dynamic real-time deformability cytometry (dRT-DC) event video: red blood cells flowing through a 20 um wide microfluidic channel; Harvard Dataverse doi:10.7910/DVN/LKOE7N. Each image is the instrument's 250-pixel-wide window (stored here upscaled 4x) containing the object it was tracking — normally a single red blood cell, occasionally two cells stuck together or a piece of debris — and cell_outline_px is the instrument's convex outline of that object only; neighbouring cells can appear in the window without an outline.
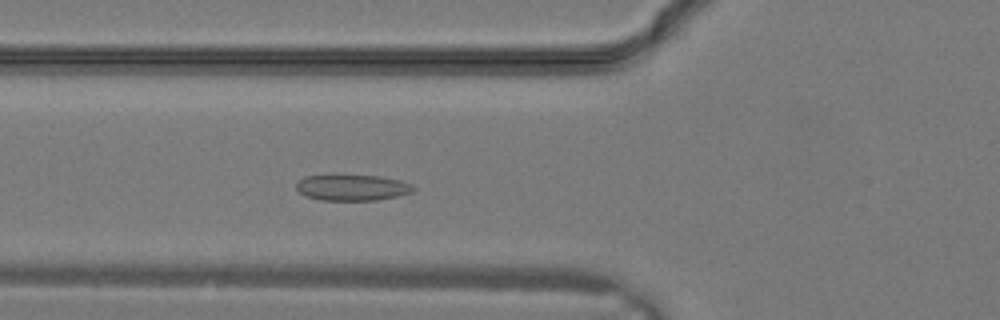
{"species": "common noctule bat (a hibernating species)", "species_latin": "Nyctalus noctula", "temperature_condition": "warm", "stored_images_in_passage": 6, "camera_frame_rate_fps": 3000, "um_per_image_px": 0.085, "animal": {"sex": "male", "body_mass_g": 19.2, "forearm_length_mm": 51.8}, "frame": {"image": 1, "passage_image": 4, "time_ms": 1.0, "image_size_px": [1000, 320], "cell_outline_px": [[416, 188], [412, 192], [396, 196], [376, 200], [320, 200], [304, 196], [296, 188], [296, 184], [304, 176], [380, 176], [400, 180], [412, 184]], "centroid_in_image_um": [29.95, 15.95], "position_along_channel_um": 95.9, "area_um2": 17.51}}
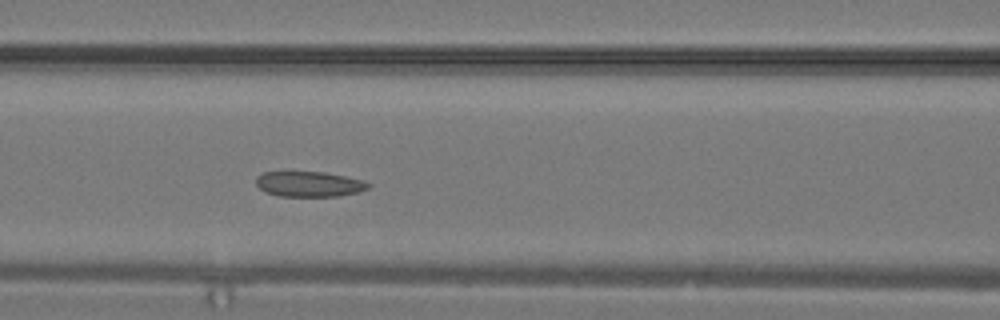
{"frame": {"image": 2, "passage_image": 6, "time_ms": 1.667, "image_size_px": [1000, 320], "cell_outline_px": [[372, 184], [368, 188], [360, 192], [340, 196], [280, 196], [264, 192], [256, 184], [256, 176], [264, 172], [324, 172], [364, 180]], "centroid_in_image_um": [26.3, 15.65], "position_along_channel_um": 140.3, "area_um2": 16.65}}